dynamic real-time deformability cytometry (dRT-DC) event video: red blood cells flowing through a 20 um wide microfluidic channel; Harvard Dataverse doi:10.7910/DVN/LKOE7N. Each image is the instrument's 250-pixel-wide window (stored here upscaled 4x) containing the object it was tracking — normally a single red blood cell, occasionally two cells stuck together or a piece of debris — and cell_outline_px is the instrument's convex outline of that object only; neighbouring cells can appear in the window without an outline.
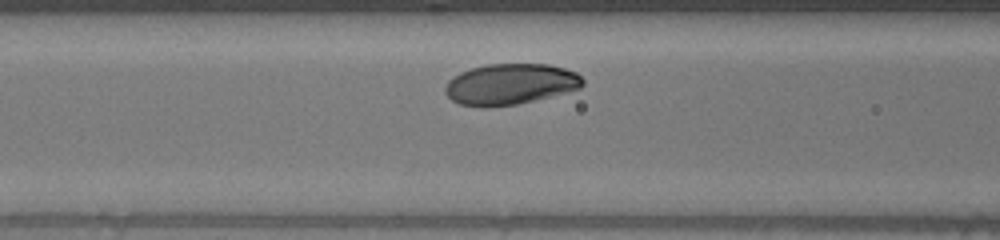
{"species": "human", "species_latin": "Homo sapiens", "temperature_condition": "warm", "stored_images_in_passage": 31, "camera_frame_rate_fps": 3000, "um_per_image_px": 0.085, "donor": {"sex": "male"}, "frame": {"image": 1, "passage_image": 9, "time_ms": 2.667, "image_size_px": [1000, 240], "cell_outline_px": [[584, 84], [580, 88], [516, 104], [488, 108], [484, 108], [460, 104], [452, 100], [444, 92], [444, 88], [448, 80], [460, 72], [484, 64], [548, 64], [564, 68], [576, 72], [584, 80]], "centroid_in_image_um": [43.33, 7.15], "position_along_channel_um": 123.3, "area_um2": 32.77}}
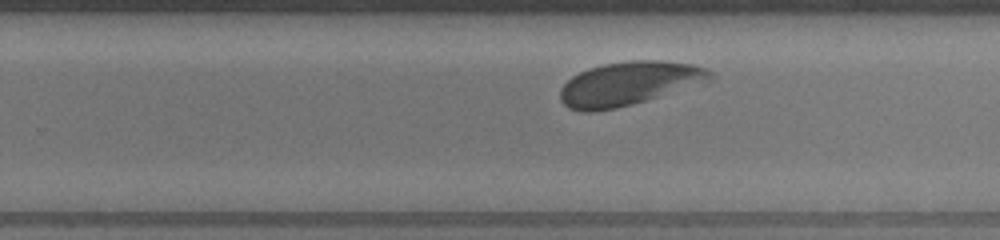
{"frame": {"image": 2, "passage_image": 22, "time_ms": 7.0, "image_size_px": [1000, 240], "cell_outline_px": [[712, 76], [656, 96], [632, 104], [616, 108], [592, 112], [580, 112], [568, 108], [560, 100], [560, 88], [572, 76], [588, 68], [604, 64], [632, 60], [664, 60], [692, 64], [704, 68], [712, 72]], "centroid_in_image_um": [53.27, 7.09], "position_along_channel_um": 276.5, "area_um2": 36.93}}
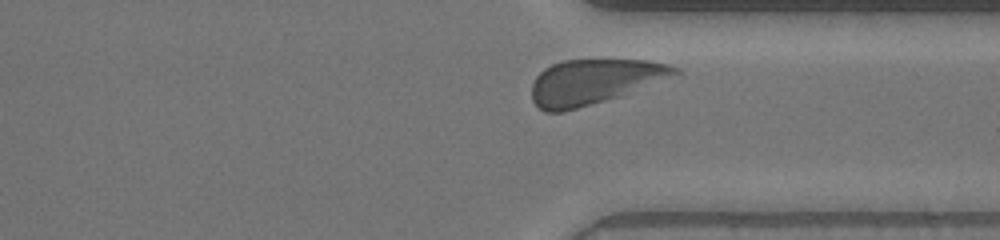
{"frame": {"image": 3, "passage_image": 29, "time_ms": 9.333, "image_size_px": [1000, 240], "cell_outline_px": [[684, 72], [620, 96], [564, 112], [544, 112], [532, 100], [532, 84], [536, 76], [544, 68], [552, 64], [564, 60], [648, 60], [668, 64], [680, 68]], "centroid_in_image_um": [50.5, 6.94], "position_along_channel_um": 360.9, "area_um2": 37.51}}